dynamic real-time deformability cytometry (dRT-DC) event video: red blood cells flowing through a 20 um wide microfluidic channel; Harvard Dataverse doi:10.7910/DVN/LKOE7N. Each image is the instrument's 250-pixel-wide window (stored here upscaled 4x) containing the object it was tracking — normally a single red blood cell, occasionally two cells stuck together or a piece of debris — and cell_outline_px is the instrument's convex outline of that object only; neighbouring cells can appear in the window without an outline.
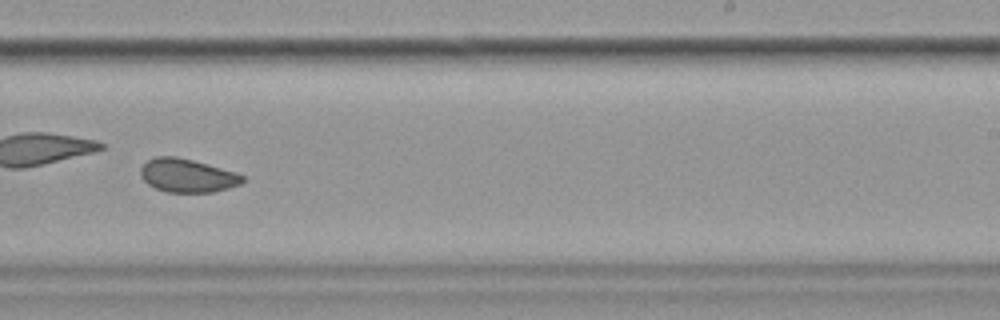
{"species": "common noctule bat (a hibernating species)", "species_latin": "Nyctalus noctula", "temperature_condition": "cold", "stored_images_in_passage": 10, "camera_frame_rate_fps": 3000, "um_per_image_px": 0.085, "animal": {"sex": "female", "body_mass_g": 19.9}, "frame": {"image": 1, "passage_image": 10, "time_ms": 10.667, "image_size_px": [1000, 320], "cell_outline_px": [[244, 180], [240, 184], [228, 188], [212, 192], [164, 192], [148, 184], [140, 176], [140, 168], [148, 160], [156, 156], [176, 156], [192, 160], [236, 172], [244, 176]], "centroid_in_image_um": [15.9, 14.92], "position_along_channel_um": 273.1, "area_um2": 19.83}}